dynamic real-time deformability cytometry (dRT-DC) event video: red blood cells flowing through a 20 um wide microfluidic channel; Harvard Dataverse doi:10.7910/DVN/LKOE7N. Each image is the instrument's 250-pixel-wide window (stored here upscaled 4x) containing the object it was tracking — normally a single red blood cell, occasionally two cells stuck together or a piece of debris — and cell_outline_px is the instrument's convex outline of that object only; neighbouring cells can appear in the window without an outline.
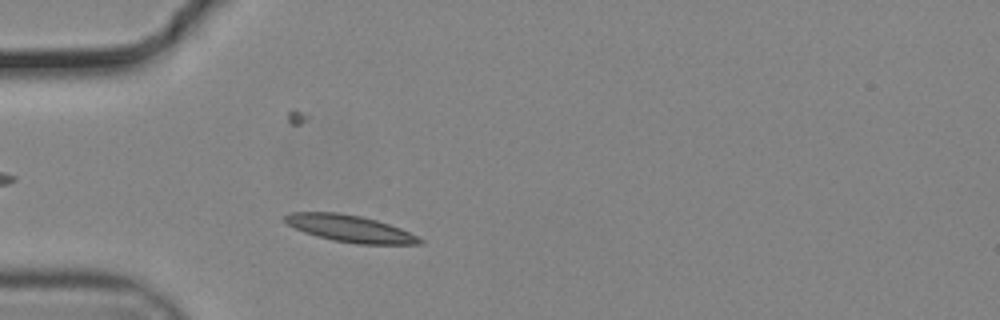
{"species": "common noctule bat (a hibernating species)", "species_latin": "Nyctalus noctula", "temperature_condition": "cold", "stored_images_in_passage": 8, "camera_frame_rate_fps": 3000, "um_per_image_px": 0.085, "animal": {"sex": "male", "body_mass_g": 19.2, "forearm_length_mm": 51.8}, "frame": {"image": 1, "passage_image": 6, "time_ms": 1.667, "image_size_px": [1000, 320], "cell_outline_px": [[424, 240], [420, 244], [356, 244], [332, 240], [316, 236], [304, 232], [288, 224], [284, 220], [284, 216], [288, 212], [340, 212], [360, 216], [376, 220], [400, 228]], "centroid_in_image_um": [29.72, 19.42], "position_along_channel_um": 55.3, "area_um2": 20.98}}